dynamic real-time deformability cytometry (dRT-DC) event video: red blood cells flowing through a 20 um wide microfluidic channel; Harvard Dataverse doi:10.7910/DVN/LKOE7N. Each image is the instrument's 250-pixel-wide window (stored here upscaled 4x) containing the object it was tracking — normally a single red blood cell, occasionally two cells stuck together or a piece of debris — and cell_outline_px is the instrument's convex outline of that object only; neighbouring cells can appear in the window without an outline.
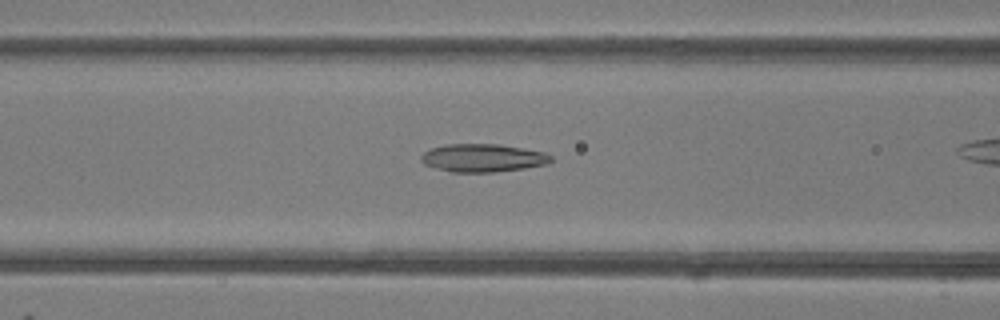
{"species": "common noctule bat (a hibernating species)", "species_latin": "Nyctalus noctula", "temperature_condition": "room temperature", "stored_images_in_passage": 39, "camera_frame_rate_fps": 3000, "um_per_image_px": 0.085, "animal": {"sex": "female"}, "frame": {"image": 1, "passage_image": 20, "time_ms": 6.333, "image_size_px": [1000, 320], "cell_outline_px": [[552, 160], [548, 164], [524, 168], [492, 172], [452, 172], [436, 168], [424, 164], [420, 160], [420, 156], [424, 152], [432, 148], [444, 144], [500, 144], [544, 152], [552, 156]], "centroid_in_image_um": [41.03, 13.42], "position_along_channel_um": 125.6, "area_um2": 21.21}}
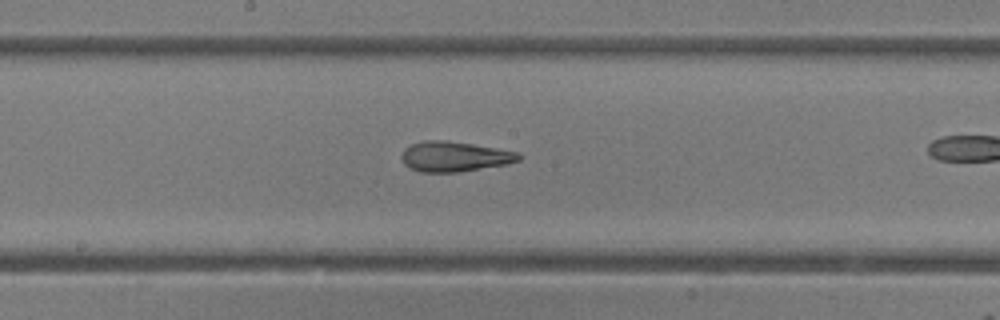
{"frame": {"image": 2, "passage_image": 26, "time_ms": 8.333, "image_size_px": [1000, 320], "cell_outline_px": [[520, 160], [508, 164], [460, 172], [420, 172], [408, 168], [404, 164], [400, 156], [404, 148], [412, 144], [424, 140], [444, 140], [472, 144], [520, 152]], "centroid_in_image_um": [38.61, 13.31], "position_along_channel_um": 209.6, "area_um2": 20.75}}
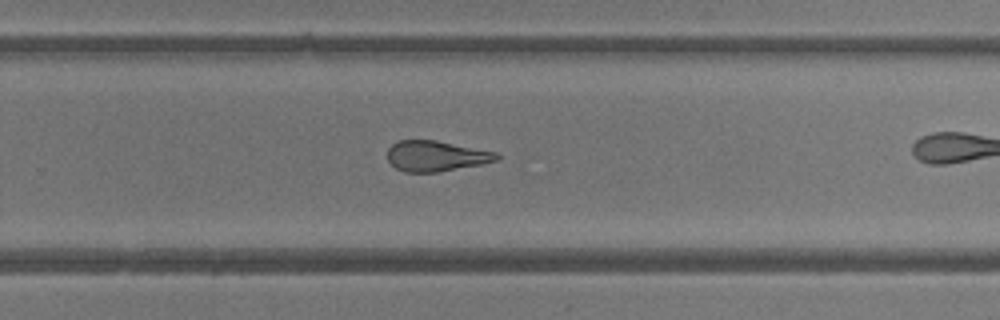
{"frame": {"image": 3, "passage_image": 32, "time_ms": 10.333, "image_size_px": [1000, 320], "cell_outline_px": [[500, 160], [484, 164], [436, 172], [404, 172], [396, 168], [388, 160], [388, 148], [392, 144], [400, 140], [436, 140], [496, 152], [500, 156]], "centroid_in_image_um": [37.09, 13.26], "position_along_channel_um": 292.7, "area_um2": 19.48}}